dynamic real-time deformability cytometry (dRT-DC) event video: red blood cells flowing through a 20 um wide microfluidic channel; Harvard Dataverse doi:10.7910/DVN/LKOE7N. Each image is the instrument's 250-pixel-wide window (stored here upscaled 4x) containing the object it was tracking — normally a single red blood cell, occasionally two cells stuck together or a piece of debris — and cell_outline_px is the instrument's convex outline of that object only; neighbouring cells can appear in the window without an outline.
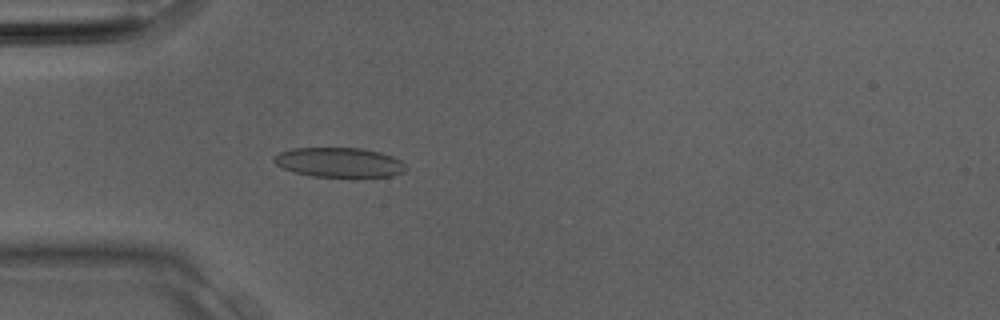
{"species": "Egyptian fruit bat (a non-hibernating species)", "species_latin": "Rousettus aegyptiacus", "temperature_condition": "room temperature", "stored_images_in_passage": 32, "camera_frame_rate_fps": 3000, "um_per_image_px": 0.085, "animal": {"sex": "male"}, "frame": {"image": 1, "passage_image": 9, "time_ms": 2.667, "image_size_px": [1000, 320], "cell_outline_px": [[408, 168], [404, 172], [392, 176], [356, 180], [352, 180], [312, 176], [296, 172], [284, 168], [276, 164], [272, 160], [272, 156], [280, 152], [292, 148], [364, 148], [380, 152], [392, 156], [400, 160]], "centroid_in_image_um": [28.89, 13.85], "position_along_channel_um": 56.1, "area_um2": 23.87}}
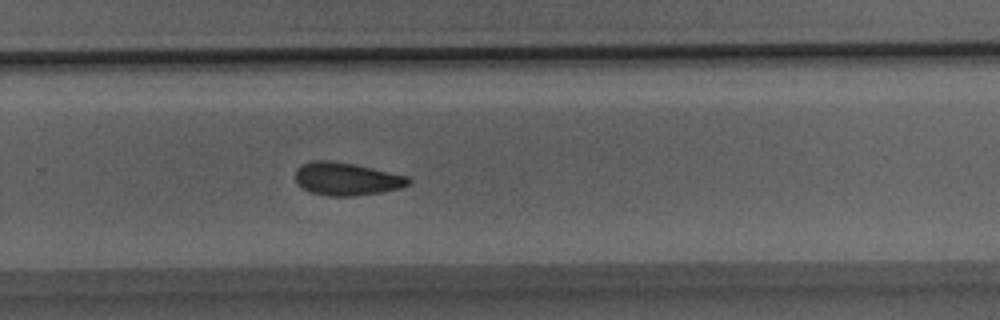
{"frame": {"image": 2, "passage_image": 21, "time_ms": 6.667, "image_size_px": [1000, 320], "cell_outline_px": [[412, 180], [408, 184], [400, 188], [380, 192], [352, 196], [332, 196], [312, 192], [300, 188], [296, 184], [296, 168], [300, 164], [312, 160], [328, 160], [352, 164], [408, 176]], "centroid_in_image_um": [29.4, 15.2], "position_along_channel_um": 300.4, "area_um2": 21.56}}
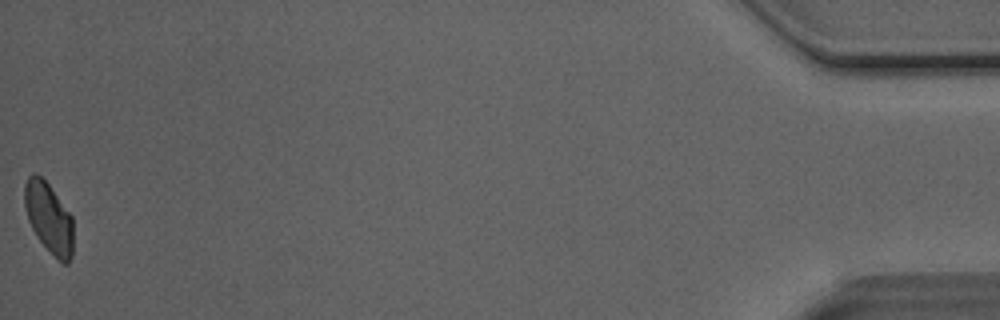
{"frame": {"image": 3, "passage_image": 32, "time_ms": 10.333, "image_size_px": [1000, 320], "cell_outline_px": [[72, 256], [68, 264], [60, 264], [40, 240], [32, 228], [28, 220], [24, 204], [24, 184], [28, 176], [32, 172], [36, 172], [48, 184], [72, 216]], "centroid_in_image_um": [4.14, 18.52], "position_along_channel_um": 431.1, "area_um2": 20.0}}